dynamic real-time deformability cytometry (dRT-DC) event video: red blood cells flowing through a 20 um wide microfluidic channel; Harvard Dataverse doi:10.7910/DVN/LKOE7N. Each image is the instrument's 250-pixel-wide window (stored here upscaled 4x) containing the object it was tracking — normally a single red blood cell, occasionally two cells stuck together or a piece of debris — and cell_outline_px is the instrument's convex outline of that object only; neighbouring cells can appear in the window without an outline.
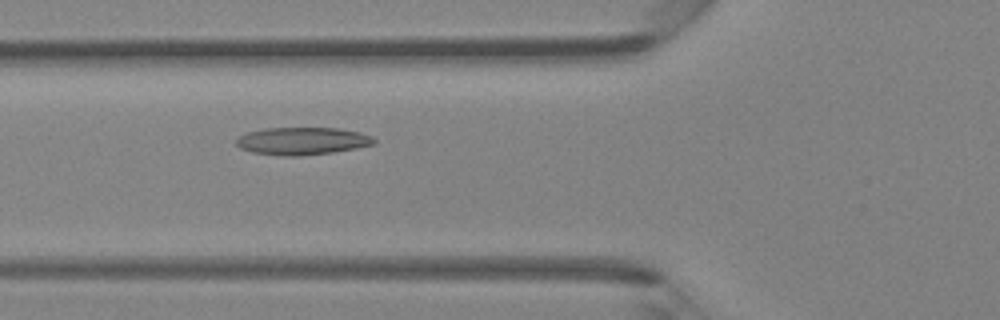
{"species": "Egyptian fruit bat (a non-hibernating species)", "species_latin": "Rousettus aegyptiacus", "temperature_condition": "room temperature", "stored_images_in_passage": 48, "camera_frame_rate_fps": 3000, "um_per_image_px": 0.085, "animal": {"sex": "female"}, "frame": {"image": 1, "passage_image": 18, "time_ms": 5.667, "image_size_px": [1000, 320], "cell_outline_px": [[376, 144], [356, 148], [332, 152], [300, 156], [280, 156], [252, 152], [240, 148], [236, 144], [236, 140], [240, 136], [248, 132], [264, 128], [340, 128], [360, 132], [372, 136], [376, 140]], "centroid_in_image_um": [25.71, 11.98], "position_along_channel_um": 100.1, "area_um2": 22.2}}
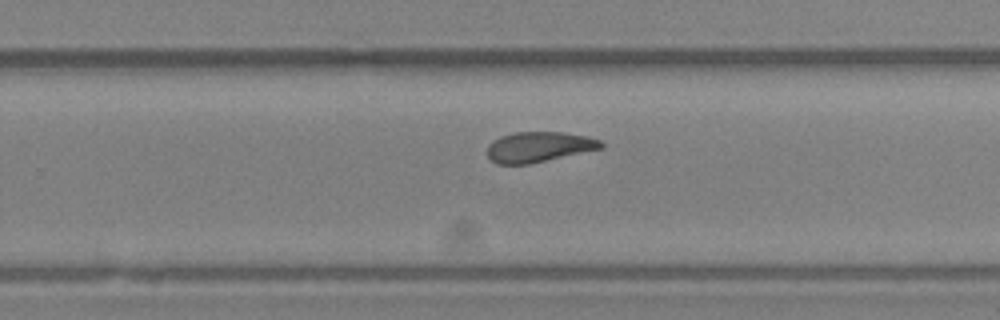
{"frame": {"image": 2, "passage_image": 31, "time_ms": 10.0, "image_size_px": [1000, 320], "cell_outline_px": [[604, 148], [528, 164], [496, 164], [488, 156], [488, 144], [492, 140], [500, 136], [516, 132], [564, 132], [588, 136], [600, 140], [604, 144]], "centroid_in_image_um": [45.82, 12.48], "position_along_channel_um": 284.0, "area_um2": 20.17}}
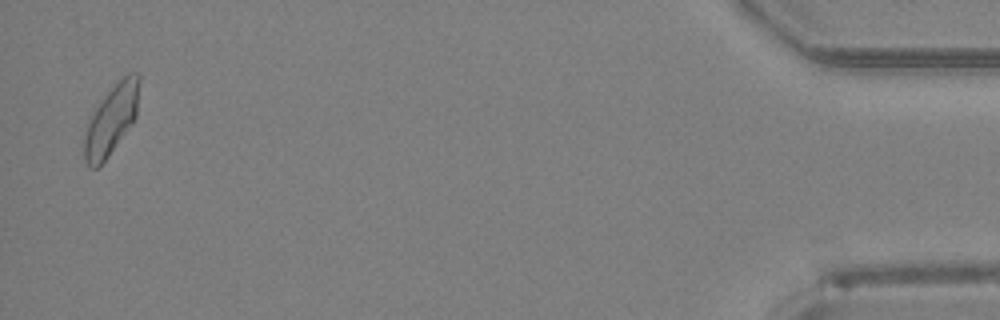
{"frame": {"image": 3, "passage_image": 47, "time_ms": 15.333, "image_size_px": [1000, 320], "cell_outline_px": [[140, 80], [136, 116], [108, 156], [96, 168], [88, 168], [84, 160], [84, 136], [88, 120], [104, 96], [128, 72], [136, 72], [140, 76]], "centroid_in_image_um": [9.45, 10.17], "position_along_channel_um": 425.8, "area_um2": 21.79}, "authors_computed_cell_mechanics": {"area_um2": 21.675, "velocity_mm_per_s": 4.2499, "shape_relaxation_time_tau1_ms": null, "shape_relaxation_time_tau2_ms": 2.5902, "deformation_change_tau1": null, "deformation_change_tau2": 0.0989}}